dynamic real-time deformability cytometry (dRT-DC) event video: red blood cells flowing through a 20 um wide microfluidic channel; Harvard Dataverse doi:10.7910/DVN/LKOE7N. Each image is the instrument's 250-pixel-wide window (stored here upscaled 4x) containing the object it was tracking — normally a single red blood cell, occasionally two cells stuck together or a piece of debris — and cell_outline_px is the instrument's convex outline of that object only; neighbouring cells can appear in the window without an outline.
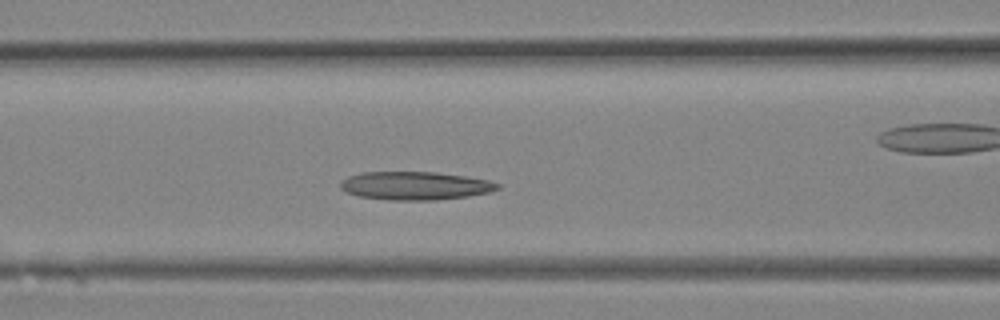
{"species": "Egyptian fruit bat (a non-hibernating species)", "species_latin": "Rousettus aegyptiacus", "temperature_condition": "room temperature", "stored_images_in_passage": 12, "camera_frame_rate_fps": 3000, "um_per_image_px": 0.085, "animal": {"sex": "female"}, "frame": {"image": 1, "passage_image": 7, "time_ms": 2.0, "image_size_px": [1000, 320], "cell_outline_px": [[500, 188], [488, 192], [468, 196], [436, 200], [388, 200], [360, 196], [344, 192], [340, 188], [340, 180], [348, 176], [360, 172], [436, 172], [464, 176], [488, 180], [500, 184]], "centroid_in_image_um": [35.23, 15.78], "position_along_channel_um": 131.4, "area_um2": 25.95}}
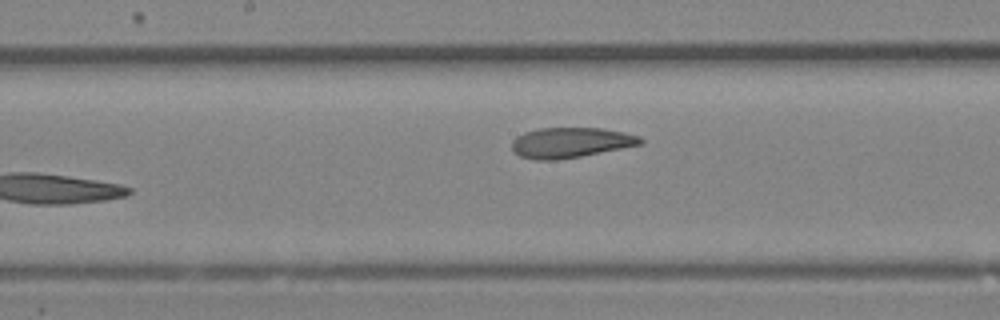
{"frame": {"image": 2, "passage_image": 12, "time_ms": 3.667, "image_size_px": [1000, 320], "cell_outline_px": [[644, 144], [580, 156], [556, 160], [536, 160], [520, 156], [512, 152], [512, 140], [516, 136], [524, 132], [540, 128], [604, 128], [624, 132], [640, 136], [644, 140]], "centroid_in_image_um": [48.5, 12.11], "position_along_channel_um": 199.7, "area_um2": 22.83}}